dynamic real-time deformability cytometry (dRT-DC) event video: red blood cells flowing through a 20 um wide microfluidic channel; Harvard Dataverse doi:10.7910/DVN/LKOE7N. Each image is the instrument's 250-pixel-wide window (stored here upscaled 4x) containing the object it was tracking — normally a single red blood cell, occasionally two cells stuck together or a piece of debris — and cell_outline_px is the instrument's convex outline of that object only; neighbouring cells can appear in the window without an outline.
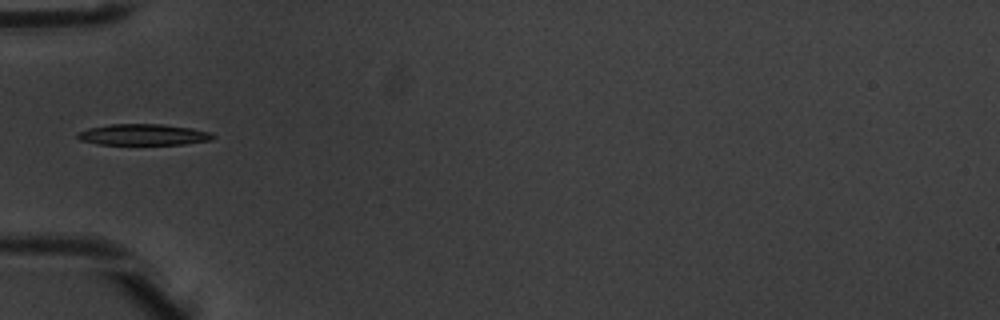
{"species": "common noctule bat (a hibernating species)", "species_latin": "Nyctalus noctula", "temperature_condition": "warm", "stored_images_in_passage": 6, "camera_frame_rate_fps": 3000, "um_per_image_px": 0.085, "animal": {"sex": "male", "body_mass_g": 20.1, "forearm_length_mm": 53.5}, "frame": {"image": 1, "passage_image": 5, "time_ms": 1.333, "image_size_px": [1000, 320], "cell_outline_px": [[216, 136], [212, 140], [184, 144], [96, 144], [80, 140], [76, 136], [76, 132], [88, 128], [112, 124], [160, 124], [192, 128], [212, 132]], "centroid_in_image_um": [12.19, 11.44], "position_along_channel_um": 72.8, "area_um2": 16.76}}